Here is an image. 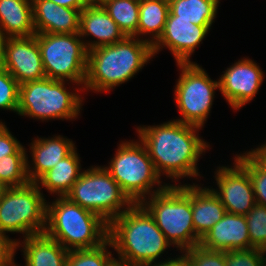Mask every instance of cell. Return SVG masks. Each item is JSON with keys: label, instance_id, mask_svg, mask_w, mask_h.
<instances>
[{"label": "cell", "instance_id": "9a60e30c", "mask_svg": "<svg viewBox=\"0 0 266 266\" xmlns=\"http://www.w3.org/2000/svg\"><path fill=\"white\" fill-rule=\"evenodd\" d=\"M5 67L19 84L46 78L36 34L7 37Z\"/></svg>", "mask_w": 266, "mask_h": 266}, {"label": "cell", "instance_id": "d6986e66", "mask_svg": "<svg viewBox=\"0 0 266 266\" xmlns=\"http://www.w3.org/2000/svg\"><path fill=\"white\" fill-rule=\"evenodd\" d=\"M33 24L36 34L79 33V9L59 6L50 0H32Z\"/></svg>", "mask_w": 266, "mask_h": 266}, {"label": "cell", "instance_id": "30bf717a", "mask_svg": "<svg viewBox=\"0 0 266 266\" xmlns=\"http://www.w3.org/2000/svg\"><path fill=\"white\" fill-rule=\"evenodd\" d=\"M65 197L108 224L133 204L104 166L98 164L84 167Z\"/></svg>", "mask_w": 266, "mask_h": 266}, {"label": "cell", "instance_id": "277c9868", "mask_svg": "<svg viewBox=\"0 0 266 266\" xmlns=\"http://www.w3.org/2000/svg\"><path fill=\"white\" fill-rule=\"evenodd\" d=\"M84 96L86 95L79 84L68 81L44 78L22 83L19 86L17 115L42 123L55 120L75 121L81 117L87 99Z\"/></svg>", "mask_w": 266, "mask_h": 266}, {"label": "cell", "instance_id": "3957f363", "mask_svg": "<svg viewBox=\"0 0 266 266\" xmlns=\"http://www.w3.org/2000/svg\"><path fill=\"white\" fill-rule=\"evenodd\" d=\"M152 46L137 37L88 51L84 95L110 93L128 83L153 61Z\"/></svg>", "mask_w": 266, "mask_h": 266}, {"label": "cell", "instance_id": "74e56055", "mask_svg": "<svg viewBox=\"0 0 266 266\" xmlns=\"http://www.w3.org/2000/svg\"><path fill=\"white\" fill-rule=\"evenodd\" d=\"M7 37L0 34V74L6 71L5 67V45Z\"/></svg>", "mask_w": 266, "mask_h": 266}, {"label": "cell", "instance_id": "83f0119b", "mask_svg": "<svg viewBox=\"0 0 266 266\" xmlns=\"http://www.w3.org/2000/svg\"><path fill=\"white\" fill-rule=\"evenodd\" d=\"M26 155L11 154L0 159V181L7 187H20L30 182Z\"/></svg>", "mask_w": 266, "mask_h": 266}, {"label": "cell", "instance_id": "7402d4cb", "mask_svg": "<svg viewBox=\"0 0 266 266\" xmlns=\"http://www.w3.org/2000/svg\"><path fill=\"white\" fill-rule=\"evenodd\" d=\"M77 147L53 168L47 171L36 183L49 197H65L84 170Z\"/></svg>", "mask_w": 266, "mask_h": 266}, {"label": "cell", "instance_id": "603a6c76", "mask_svg": "<svg viewBox=\"0 0 266 266\" xmlns=\"http://www.w3.org/2000/svg\"><path fill=\"white\" fill-rule=\"evenodd\" d=\"M0 34L5 37L36 34L32 0H0Z\"/></svg>", "mask_w": 266, "mask_h": 266}, {"label": "cell", "instance_id": "2e32d148", "mask_svg": "<svg viewBox=\"0 0 266 266\" xmlns=\"http://www.w3.org/2000/svg\"><path fill=\"white\" fill-rule=\"evenodd\" d=\"M75 142L61 134L48 135V137L34 136L31 142L26 144L29 147H26L29 181L37 182L47 171L68 156L76 148Z\"/></svg>", "mask_w": 266, "mask_h": 266}, {"label": "cell", "instance_id": "44dd1931", "mask_svg": "<svg viewBox=\"0 0 266 266\" xmlns=\"http://www.w3.org/2000/svg\"><path fill=\"white\" fill-rule=\"evenodd\" d=\"M220 198L209 186L192 184V219L195 233L202 239L226 214Z\"/></svg>", "mask_w": 266, "mask_h": 266}, {"label": "cell", "instance_id": "ab89813d", "mask_svg": "<svg viewBox=\"0 0 266 266\" xmlns=\"http://www.w3.org/2000/svg\"><path fill=\"white\" fill-rule=\"evenodd\" d=\"M16 253L14 252L2 265L0 266H19L16 262Z\"/></svg>", "mask_w": 266, "mask_h": 266}, {"label": "cell", "instance_id": "f546056e", "mask_svg": "<svg viewBox=\"0 0 266 266\" xmlns=\"http://www.w3.org/2000/svg\"><path fill=\"white\" fill-rule=\"evenodd\" d=\"M245 218L251 245L262 249L266 245V206L256 203Z\"/></svg>", "mask_w": 266, "mask_h": 266}, {"label": "cell", "instance_id": "7c38bea8", "mask_svg": "<svg viewBox=\"0 0 266 266\" xmlns=\"http://www.w3.org/2000/svg\"><path fill=\"white\" fill-rule=\"evenodd\" d=\"M220 74L219 92L232 112H236L254 101L263 81L265 72L254 59L241 57L224 68Z\"/></svg>", "mask_w": 266, "mask_h": 266}, {"label": "cell", "instance_id": "d4e9b609", "mask_svg": "<svg viewBox=\"0 0 266 266\" xmlns=\"http://www.w3.org/2000/svg\"><path fill=\"white\" fill-rule=\"evenodd\" d=\"M221 0H168L169 11L195 25L213 27Z\"/></svg>", "mask_w": 266, "mask_h": 266}, {"label": "cell", "instance_id": "836d02e7", "mask_svg": "<svg viewBox=\"0 0 266 266\" xmlns=\"http://www.w3.org/2000/svg\"><path fill=\"white\" fill-rule=\"evenodd\" d=\"M5 122H0V159L11 154H27L22 144Z\"/></svg>", "mask_w": 266, "mask_h": 266}, {"label": "cell", "instance_id": "8992f818", "mask_svg": "<svg viewBox=\"0 0 266 266\" xmlns=\"http://www.w3.org/2000/svg\"><path fill=\"white\" fill-rule=\"evenodd\" d=\"M140 204L173 245V252L181 253L200 244L201 238L195 233L192 219V183L168 185Z\"/></svg>", "mask_w": 266, "mask_h": 266}, {"label": "cell", "instance_id": "5bb4252c", "mask_svg": "<svg viewBox=\"0 0 266 266\" xmlns=\"http://www.w3.org/2000/svg\"><path fill=\"white\" fill-rule=\"evenodd\" d=\"M212 27L195 25L185 19H178L170 11L164 31L159 40L152 46L153 56L168 49L175 63H196L192 61L197 48L206 40Z\"/></svg>", "mask_w": 266, "mask_h": 266}, {"label": "cell", "instance_id": "7a4b0ae2", "mask_svg": "<svg viewBox=\"0 0 266 266\" xmlns=\"http://www.w3.org/2000/svg\"><path fill=\"white\" fill-rule=\"evenodd\" d=\"M108 240L112 244L116 259L132 266L164 263L180 254H168L173 245L140 203H133L108 224Z\"/></svg>", "mask_w": 266, "mask_h": 266}, {"label": "cell", "instance_id": "52a82bcc", "mask_svg": "<svg viewBox=\"0 0 266 266\" xmlns=\"http://www.w3.org/2000/svg\"><path fill=\"white\" fill-rule=\"evenodd\" d=\"M107 164L103 165L104 168L133 203H140L168 186L156 172L145 145L138 137L119 140Z\"/></svg>", "mask_w": 266, "mask_h": 266}, {"label": "cell", "instance_id": "4fadbf2b", "mask_svg": "<svg viewBox=\"0 0 266 266\" xmlns=\"http://www.w3.org/2000/svg\"><path fill=\"white\" fill-rule=\"evenodd\" d=\"M232 160L234 162L231 161L230 165L219 164L214 169L215 181L209 187L228 213L245 216L256 204L253 185L249 173L235 159Z\"/></svg>", "mask_w": 266, "mask_h": 266}, {"label": "cell", "instance_id": "d590c367", "mask_svg": "<svg viewBox=\"0 0 266 266\" xmlns=\"http://www.w3.org/2000/svg\"><path fill=\"white\" fill-rule=\"evenodd\" d=\"M15 252V244L6 237L0 236V265Z\"/></svg>", "mask_w": 266, "mask_h": 266}, {"label": "cell", "instance_id": "b9f144b4", "mask_svg": "<svg viewBox=\"0 0 266 266\" xmlns=\"http://www.w3.org/2000/svg\"><path fill=\"white\" fill-rule=\"evenodd\" d=\"M110 0H90L91 4L93 5H99L102 6L104 3L108 2Z\"/></svg>", "mask_w": 266, "mask_h": 266}, {"label": "cell", "instance_id": "484cf974", "mask_svg": "<svg viewBox=\"0 0 266 266\" xmlns=\"http://www.w3.org/2000/svg\"><path fill=\"white\" fill-rule=\"evenodd\" d=\"M140 0H110L102 6L127 37H137Z\"/></svg>", "mask_w": 266, "mask_h": 266}, {"label": "cell", "instance_id": "8d00e7d4", "mask_svg": "<svg viewBox=\"0 0 266 266\" xmlns=\"http://www.w3.org/2000/svg\"><path fill=\"white\" fill-rule=\"evenodd\" d=\"M55 4L67 8L79 9L80 11L87 5L91 4L90 0H50Z\"/></svg>", "mask_w": 266, "mask_h": 266}, {"label": "cell", "instance_id": "4316f807", "mask_svg": "<svg viewBox=\"0 0 266 266\" xmlns=\"http://www.w3.org/2000/svg\"><path fill=\"white\" fill-rule=\"evenodd\" d=\"M112 250V244L107 240L93 249L69 251L66 266H109L116 259Z\"/></svg>", "mask_w": 266, "mask_h": 266}, {"label": "cell", "instance_id": "1f68e13d", "mask_svg": "<svg viewBox=\"0 0 266 266\" xmlns=\"http://www.w3.org/2000/svg\"><path fill=\"white\" fill-rule=\"evenodd\" d=\"M19 86L17 80L8 72L0 74V109L17 115L19 105ZM5 120L0 119V122Z\"/></svg>", "mask_w": 266, "mask_h": 266}, {"label": "cell", "instance_id": "8fae6325", "mask_svg": "<svg viewBox=\"0 0 266 266\" xmlns=\"http://www.w3.org/2000/svg\"><path fill=\"white\" fill-rule=\"evenodd\" d=\"M46 78L79 84L86 80L88 50L79 33L36 34Z\"/></svg>", "mask_w": 266, "mask_h": 266}, {"label": "cell", "instance_id": "ffe728a7", "mask_svg": "<svg viewBox=\"0 0 266 266\" xmlns=\"http://www.w3.org/2000/svg\"><path fill=\"white\" fill-rule=\"evenodd\" d=\"M15 253L20 250L25 263L19 266H66L68 250L45 233L30 235L23 240L13 238Z\"/></svg>", "mask_w": 266, "mask_h": 266}, {"label": "cell", "instance_id": "ac0fdd59", "mask_svg": "<svg viewBox=\"0 0 266 266\" xmlns=\"http://www.w3.org/2000/svg\"><path fill=\"white\" fill-rule=\"evenodd\" d=\"M200 245L220 251L254 248L250 243L245 216L228 212L204 235Z\"/></svg>", "mask_w": 266, "mask_h": 266}, {"label": "cell", "instance_id": "4dcf8cb0", "mask_svg": "<svg viewBox=\"0 0 266 266\" xmlns=\"http://www.w3.org/2000/svg\"><path fill=\"white\" fill-rule=\"evenodd\" d=\"M180 254L188 266H226V251L210 250L200 244Z\"/></svg>", "mask_w": 266, "mask_h": 266}, {"label": "cell", "instance_id": "f1b7e54d", "mask_svg": "<svg viewBox=\"0 0 266 266\" xmlns=\"http://www.w3.org/2000/svg\"><path fill=\"white\" fill-rule=\"evenodd\" d=\"M243 152V153H242ZM232 157L248 173L252 181L256 203L266 206V170L263 169L244 149Z\"/></svg>", "mask_w": 266, "mask_h": 266}, {"label": "cell", "instance_id": "f35d334b", "mask_svg": "<svg viewBox=\"0 0 266 266\" xmlns=\"http://www.w3.org/2000/svg\"><path fill=\"white\" fill-rule=\"evenodd\" d=\"M150 266H188L187 262L183 258L181 254H179L175 259L164 262V263H158L155 265H150Z\"/></svg>", "mask_w": 266, "mask_h": 266}, {"label": "cell", "instance_id": "cb8c5ba5", "mask_svg": "<svg viewBox=\"0 0 266 266\" xmlns=\"http://www.w3.org/2000/svg\"><path fill=\"white\" fill-rule=\"evenodd\" d=\"M168 14V0H140L137 38L153 46L164 31Z\"/></svg>", "mask_w": 266, "mask_h": 266}, {"label": "cell", "instance_id": "5b68a950", "mask_svg": "<svg viewBox=\"0 0 266 266\" xmlns=\"http://www.w3.org/2000/svg\"><path fill=\"white\" fill-rule=\"evenodd\" d=\"M47 199L44 233L66 250L93 249L108 240V223L99 215L67 197Z\"/></svg>", "mask_w": 266, "mask_h": 266}, {"label": "cell", "instance_id": "ee69618b", "mask_svg": "<svg viewBox=\"0 0 266 266\" xmlns=\"http://www.w3.org/2000/svg\"><path fill=\"white\" fill-rule=\"evenodd\" d=\"M263 256H264V263L266 266V245L262 248Z\"/></svg>", "mask_w": 266, "mask_h": 266}, {"label": "cell", "instance_id": "9c48e42d", "mask_svg": "<svg viewBox=\"0 0 266 266\" xmlns=\"http://www.w3.org/2000/svg\"><path fill=\"white\" fill-rule=\"evenodd\" d=\"M179 78L173 87V100L179 117L171 119L204 128L211 116L212 106L219 91L218 78L211 79L209 73L196 63H176Z\"/></svg>", "mask_w": 266, "mask_h": 266}, {"label": "cell", "instance_id": "7bdbcfd3", "mask_svg": "<svg viewBox=\"0 0 266 266\" xmlns=\"http://www.w3.org/2000/svg\"><path fill=\"white\" fill-rule=\"evenodd\" d=\"M6 189H7V186L4 185V184L0 181V198L3 196V193L5 192Z\"/></svg>", "mask_w": 266, "mask_h": 266}, {"label": "cell", "instance_id": "e575fe53", "mask_svg": "<svg viewBox=\"0 0 266 266\" xmlns=\"http://www.w3.org/2000/svg\"><path fill=\"white\" fill-rule=\"evenodd\" d=\"M256 146V147H255ZM246 152L263 168L266 170V141L261 145H254L253 148L246 150Z\"/></svg>", "mask_w": 266, "mask_h": 266}, {"label": "cell", "instance_id": "e0dca14e", "mask_svg": "<svg viewBox=\"0 0 266 266\" xmlns=\"http://www.w3.org/2000/svg\"><path fill=\"white\" fill-rule=\"evenodd\" d=\"M79 35L88 51L120 42L126 37L103 6L93 4L81 10Z\"/></svg>", "mask_w": 266, "mask_h": 266}, {"label": "cell", "instance_id": "60d3db41", "mask_svg": "<svg viewBox=\"0 0 266 266\" xmlns=\"http://www.w3.org/2000/svg\"><path fill=\"white\" fill-rule=\"evenodd\" d=\"M109 266H132V265L128 264L127 262L115 259Z\"/></svg>", "mask_w": 266, "mask_h": 266}, {"label": "cell", "instance_id": "d6a6232c", "mask_svg": "<svg viewBox=\"0 0 266 266\" xmlns=\"http://www.w3.org/2000/svg\"><path fill=\"white\" fill-rule=\"evenodd\" d=\"M226 266H265L262 249L226 251Z\"/></svg>", "mask_w": 266, "mask_h": 266}, {"label": "cell", "instance_id": "ba28073f", "mask_svg": "<svg viewBox=\"0 0 266 266\" xmlns=\"http://www.w3.org/2000/svg\"><path fill=\"white\" fill-rule=\"evenodd\" d=\"M45 196L36 182L7 187L0 198V236L13 242L10 234L19 233L24 239L44 233L47 215Z\"/></svg>", "mask_w": 266, "mask_h": 266}, {"label": "cell", "instance_id": "6da1fadb", "mask_svg": "<svg viewBox=\"0 0 266 266\" xmlns=\"http://www.w3.org/2000/svg\"><path fill=\"white\" fill-rule=\"evenodd\" d=\"M135 130L137 137L145 145L156 172L165 179V183L185 185L190 184L189 179L192 184H196L205 177L200 172L201 165L198 162L210 151L212 145L200 135L203 128L170 119L159 124L135 125Z\"/></svg>", "mask_w": 266, "mask_h": 266}]
</instances>
